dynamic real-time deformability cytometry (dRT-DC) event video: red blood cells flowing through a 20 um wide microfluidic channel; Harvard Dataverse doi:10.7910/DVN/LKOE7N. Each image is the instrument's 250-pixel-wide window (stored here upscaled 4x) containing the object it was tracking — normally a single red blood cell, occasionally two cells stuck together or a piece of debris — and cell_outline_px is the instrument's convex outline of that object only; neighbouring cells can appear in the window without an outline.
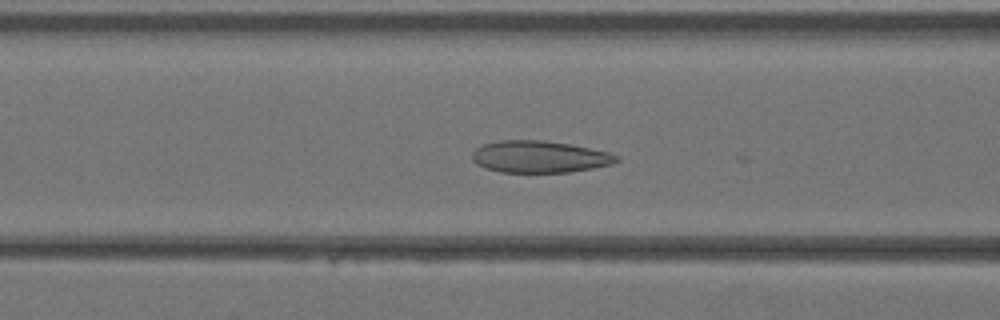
{"species": "Egyptian fruit bat (a non-hibernating species)", "species_latin": "Rousettus aegyptiacus", "temperature_condition": "warm", "stored_images_in_passage": 16, "camera_frame_rate_fps": 3000, "um_per_image_px": 0.085, "animal": {"sex": "female"}, "frame": {"image": 1, "passage_image": 15, "time_ms": 4.667, "image_size_px": [1000, 320], "cell_outline_px": [[620, 160], [612, 164], [592, 168], [568, 172], [500, 172], [484, 168], [476, 164], [472, 160], [472, 152], [476, 148], [484, 144], [500, 140], [544, 140], [572, 144], [608, 152], [620, 156]], "centroid_in_image_um": [45.85, 13.32], "position_along_channel_um": 120.7, "area_um2": 26.99}}